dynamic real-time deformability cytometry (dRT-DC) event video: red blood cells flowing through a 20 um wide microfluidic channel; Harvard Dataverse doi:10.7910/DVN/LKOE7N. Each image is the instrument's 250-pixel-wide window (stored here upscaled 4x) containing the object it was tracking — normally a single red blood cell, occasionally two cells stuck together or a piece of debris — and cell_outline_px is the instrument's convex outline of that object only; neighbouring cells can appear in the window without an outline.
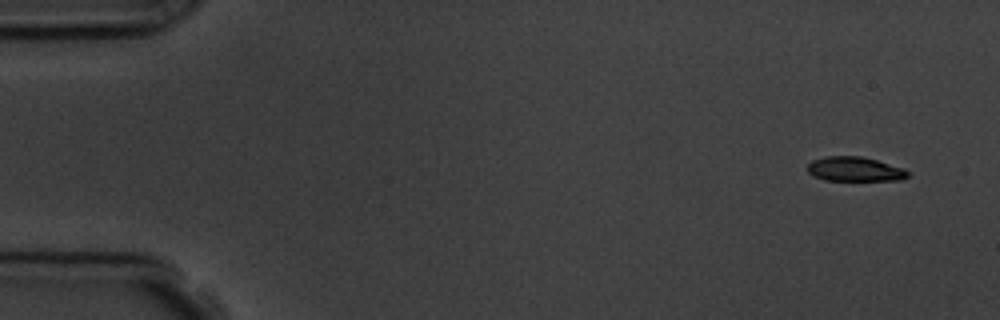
{"species": "common noctule bat (a hibernating species)", "species_latin": "Nyctalus noctula", "temperature_condition": "room temperature", "stored_images_in_passage": 5, "camera_frame_rate_fps": 3000, "um_per_image_px": 0.085, "animal": {"sex": "male", "body_mass_g": 19.5, "forearm_length_mm": 54.6}, "frame": {"image": 1, "passage_image": 1, "time_ms": 0.0, "image_size_px": [1000, 320], "cell_outline_px": [[908, 176], [900, 180], [824, 180], [812, 176], [808, 172], [808, 164], [812, 160], [824, 156], [860, 156], [876, 160], [904, 168], [908, 172]], "centroid_in_image_um": [72.62, 14.37], "position_along_channel_um": 12.4, "area_um2": 14.28}}